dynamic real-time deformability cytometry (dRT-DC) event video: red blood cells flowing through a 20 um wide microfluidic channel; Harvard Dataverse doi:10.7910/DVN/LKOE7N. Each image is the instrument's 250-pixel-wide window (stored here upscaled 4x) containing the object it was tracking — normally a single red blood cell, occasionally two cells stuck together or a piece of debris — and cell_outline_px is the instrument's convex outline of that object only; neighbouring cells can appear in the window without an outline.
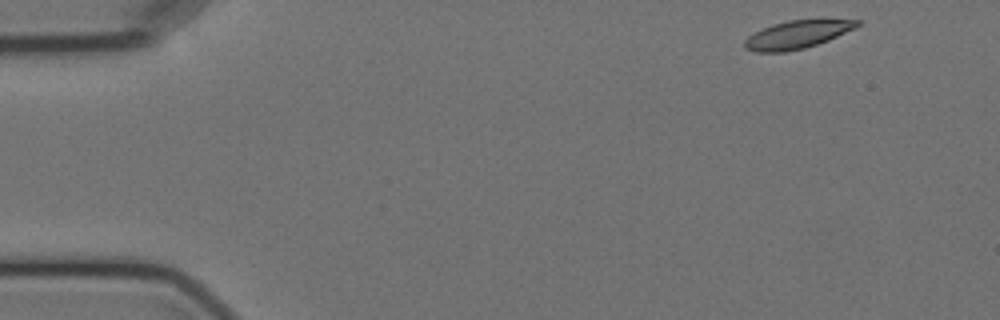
{"species": "Egyptian fruit bat (a non-hibernating species)", "species_latin": "Rousettus aegyptiacus", "temperature_condition": "cold", "stored_images_in_passage": 4, "camera_frame_rate_fps": 3000, "um_per_image_px": 0.085, "animal": {"sex": "female"}, "frame": {"image": 1, "passage_image": 1, "time_ms": 0.0, "image_size_px": [1000, 320], "cell_outline_px": [[860, 24], [856, 28], [828, 40], [804, 48], [784, 52], [756, 52], [744, 48], [744, 40], [748, 36], [772, 24], [788, 20], [820, 16], [860, 20]], "centroid_in_image_um": [67.85, 2.87], "position_along_channel_um": 17.1, "area_um2": 19.13}}
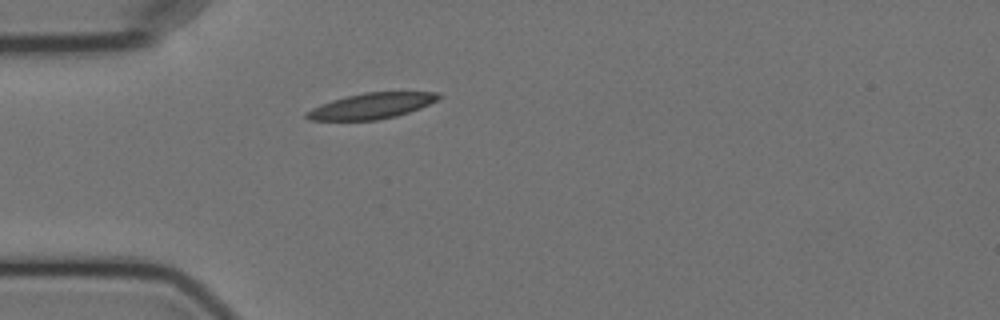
{"frame": {"image": 2, "passage_image": 4, "time_ms": 3.667, "image_size_px": [1000, 320], "cell_outline_px": [[444, 96], [420, 108], [396, 116], [376, 120], [308, 120], [304, 116], [304, 112], [320, 104], [332, 100], [364, 92], [440, 92]], "centroid_in_image_um": [31.56, 9.0], "position_along_channel_um": 53.4, "area_um2": 19.77}}